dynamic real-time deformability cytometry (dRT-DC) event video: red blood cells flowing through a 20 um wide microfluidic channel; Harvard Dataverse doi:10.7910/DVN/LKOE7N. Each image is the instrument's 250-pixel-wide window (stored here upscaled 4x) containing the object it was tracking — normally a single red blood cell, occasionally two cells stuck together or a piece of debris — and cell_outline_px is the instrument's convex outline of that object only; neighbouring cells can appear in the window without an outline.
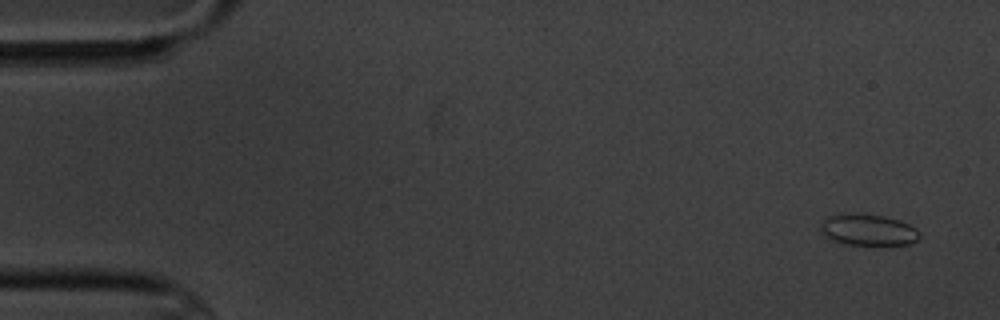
{"species": "common noctule bat (a hibernating species)", "species_latin": "Nyctalus noctula", "temperature_condition": "cold", "stored_images_in_passage": 4, "camera_frame_rate_fps": 3000, "um_per_image_px": 0.085, "animal": {"sex": "male", "body_mass_g": 20.1, "forearm_length_mm": 53.5}, "frame": {"image": 1, "passage_image": 1, "time_ms": 0.0, "image_size_px": [1000, 320], "cell_outline_px": [[920, 236], [912, 244], [848, 244], [832, 240], [824, 236], [820, 232], [820, 220], [828, 216], [884, 216], [900, 220], [916, 228], [920, 232]], "centroid_in_image_um": [73.8, 19.57], "position_along_channel_um": 11.2, "area_um2": 17.46}}
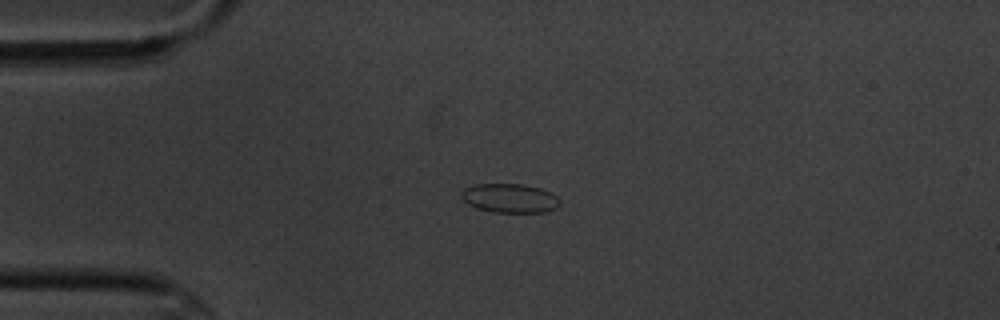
{"frame": {"image": 2, "passage_image": 4, "time_ms": 3.667, "image_size_px": [1000, 320], "cell_outline_px": [[560, 204], [556, 208], [548, 212], [492, 212], [476, 208], [468, 204], [460, 196], [464, 188], [472, 184], [524, 184], [540, 188], [556, 196], [560, 200]], "centroid_in_image_um": [43.32, 16.84], "position_along_channel_um": 41.7, "area_um2": 16.76}}